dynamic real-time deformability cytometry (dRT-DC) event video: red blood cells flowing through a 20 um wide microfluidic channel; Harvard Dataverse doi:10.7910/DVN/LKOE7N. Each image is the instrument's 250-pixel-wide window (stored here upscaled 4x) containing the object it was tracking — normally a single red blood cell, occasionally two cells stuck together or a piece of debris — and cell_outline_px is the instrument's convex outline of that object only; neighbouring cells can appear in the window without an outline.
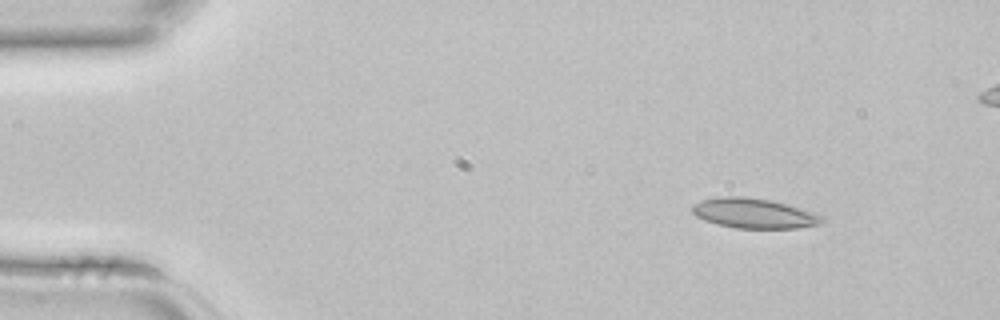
{"species": "common noctule bat (a hibernating species)", "species_latin": "Nyctalus noctula", "temperature_condition": "room temperature", "stored_images_in_passage": 4, "segment_of_instrument_passage": [1, 2], "camera_frame_rate_fps": 3000, "um_per_image_px": 0.085, "animal": {"sex": "female", "body_mass_g": 22.7, "forearm_length_mm": 54.2}, "frame": {"image": 1, "passage_image": 1, "time_ms": 0.0, "image_size_px": [1000, 320], "cell_outline_px": [[824, 220], [816, 224], [796, 228], [736, 228], [716, 224], [704, 220], [696, 216], [692, 212], [692, 204], [700, 200], [716, 196], [744, 196], [768, 200], [788, 204], [824, 216]], "centroid_in_image_um": [64.01, 18.12], "position_along_channel_um": 21.0, "area_um2": 22.66}}